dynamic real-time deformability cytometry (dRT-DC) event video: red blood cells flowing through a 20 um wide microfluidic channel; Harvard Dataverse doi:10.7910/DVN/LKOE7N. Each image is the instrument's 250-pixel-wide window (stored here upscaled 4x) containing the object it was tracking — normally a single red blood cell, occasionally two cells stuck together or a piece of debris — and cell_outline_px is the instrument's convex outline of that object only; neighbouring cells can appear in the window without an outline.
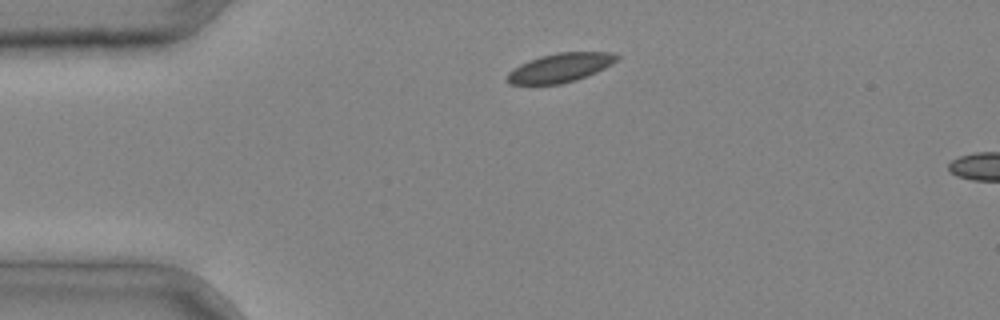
{"species": "common noctule bat (a hibernating species)", "species_latin": "Nyctalus noctula", "temperature_condition": "cold", "stored_images_in_passage": 2, "camera_frame_rate_fps": 3000, "um_per_image_px": 0.085, "animal": {"sex": "male", "body_mass_g": 20.4}, "frame": {"image": 1, "passage_image": 1, "time_ms": 0.0, "image_size_px": [1000, 320], "cell_outline_px": [[620, 56], [612, 64], [596, 72], [576, 80], [560, 84], [508, 84], [508, 72], [512, 68], [528, 60], [540, 56], [556, 52], [612, 52]], "centroid_in_image_um": [47.61, 5.74], "position_along_channel_um": 37.4, "area_um2": 18.5}}